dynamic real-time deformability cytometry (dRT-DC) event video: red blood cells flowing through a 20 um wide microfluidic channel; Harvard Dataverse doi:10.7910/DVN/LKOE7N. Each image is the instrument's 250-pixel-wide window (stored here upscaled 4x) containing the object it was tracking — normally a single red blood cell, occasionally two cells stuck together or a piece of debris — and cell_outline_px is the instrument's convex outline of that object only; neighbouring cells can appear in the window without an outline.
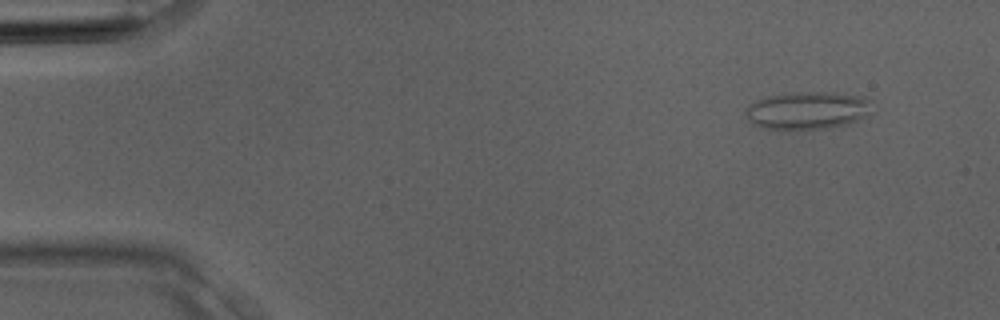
{"species": "Egyptian fruit bat (a non-hibernating species)", "species_latin": "Rousettus aegyptiacus", "temperature_condition": "room temperature", "stored_images_in_passage": 2, "camera_frame_rate_fps": 3000, "um_per_image_px": 0.085, "animal": {"sex": "male"}, "frame": {"image": 1, "passage_image": 1, "time_ms": 0.0, "image_size_px": [1000, 320], "cell_outline_px": [[868, 116], [848, 124], [828, 128], [760, 128], [752, 124], [748, 120], [748, 104], [756, 100], [768, 96], [784, 92], [832, 92], [864, 96], [868, 100]], "centroid_in_image_um": [68.62, 9.36], "position_along_channel_um": 16.4, "area_um2": 27.51}}